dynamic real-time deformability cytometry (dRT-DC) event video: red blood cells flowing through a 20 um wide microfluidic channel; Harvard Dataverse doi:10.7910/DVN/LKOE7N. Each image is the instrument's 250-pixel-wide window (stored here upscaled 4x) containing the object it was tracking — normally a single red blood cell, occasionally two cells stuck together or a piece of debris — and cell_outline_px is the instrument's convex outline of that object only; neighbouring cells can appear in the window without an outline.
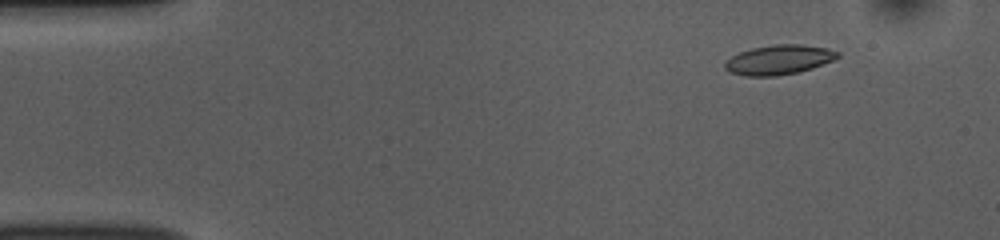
{"species": "common noctule bat (a hibernating species)", "species_latin": "Nyctalus noctula", "temperature_condition": "room temperature", "stored_images_in_passage": 53, "camera_frame_rate_fps": 3000, "um_per_image_px": 0.085, "animal": {"sex": "female", "body_mass_g": 10.0, "forearm_length_mm": 53.1}, "frame": {"image": 1, "passage_image": 6, "time_ms": 1.667, "image_size_px": [1000, 240], "cell_outline_px": [[840, 56], [832, 60], [812, 68], [796, 72], [776, 76], [744, 76], [728, 72], [724, 68], [724, 60], [740, 52], [752, 48], [772, 44], [800, 44], [828, 48], [840, 52]], "centroid_in_image_um": [66.16, 5.07], "position_along_channel_um": 18.8, "area_um2": 19.54}}
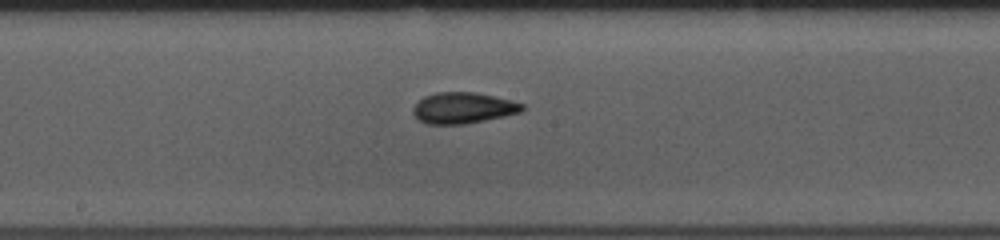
{"frame": {"image": 2, "passage_image": 28, "time_ms": 9.0, "image_size_px": [1000, 240], "cell_outline_px": [[524, 108], [520, 112], [504, 116], [464, 124], [428, 124], [420, 120], [412, 112], [412, 108], [424, 96], [436, 92], [476, 92], [524, 104]], "centroid_in_image_um": [39.34, 9.17], "position_along_channel_um": 208.9, "area_um2": 19.48}}
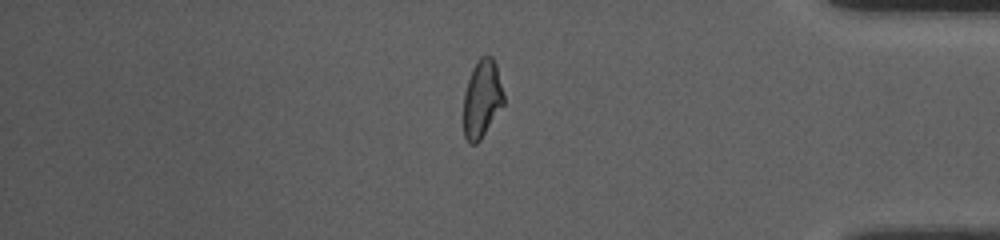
{"frame": {"image": 3, "passage_image": 45, "time_ms": 14.667, "image_size_px": [1000, 240], "cell_outline_px": [[504, 104], [480, 140], [476, 144], [468, 144], [464, 136], [464, 92], [472, 68], [476, 60], [480, 56], [492, 56], [496, 64], [504, 92]], "centroid_in_image_um": [40.97, 8.39], "position_along_channel_um": 394.2, "area_um2": 18.38}, "authors_computed_cell_mechanics": {"area_um2": 19.1896, "velocity_mm_per_s": 3.7724, "shape_relaxation_time_tau1_ms": 7.3201, "shape_relaxation_time_tau2_ms": 2.339, "deformation_change_tau1": 0.1733, "deformation_change_tau2": 0.0839}}